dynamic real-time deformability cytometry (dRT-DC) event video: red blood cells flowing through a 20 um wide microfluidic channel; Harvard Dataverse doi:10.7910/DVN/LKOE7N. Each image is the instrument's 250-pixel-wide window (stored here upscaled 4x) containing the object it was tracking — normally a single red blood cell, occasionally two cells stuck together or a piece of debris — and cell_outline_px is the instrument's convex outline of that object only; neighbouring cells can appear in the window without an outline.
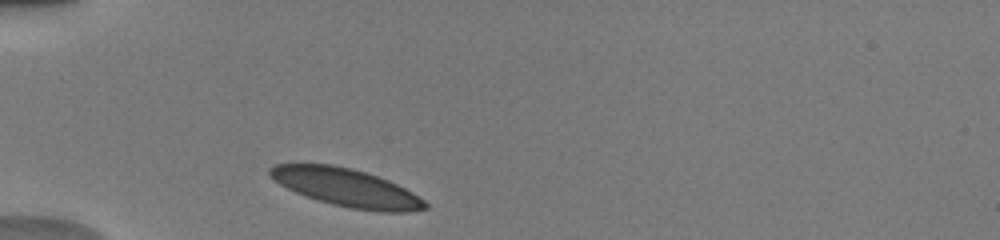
{"species": "human", "species_latin": "Homo sapiens", "temperature_condition": "warm", "stored_images_in_passage": 30, "camera_frame_rate_fps": 3000, "um_per_image_px": 0.085, "donor": {"sex": "male"}, "frame": {"image": 1, "passage_image": 1, "time_ms": 0.0, "image_size_px": [1000, 240], "cell_outline_px": [[428, 208], [404, 212], [380, 212], [352, 208], [332, 204], [296, 192], [280, 184], [268, 172], [268, 168], [272, 164], [332, 164], [352, 168], [388, 180], [412, 192], [424, 200], [428, 204]], "centroid_in_image_um": [29.46, 15.94], "position_along_channel_um": 55.5, "area_um2": 33.87}}
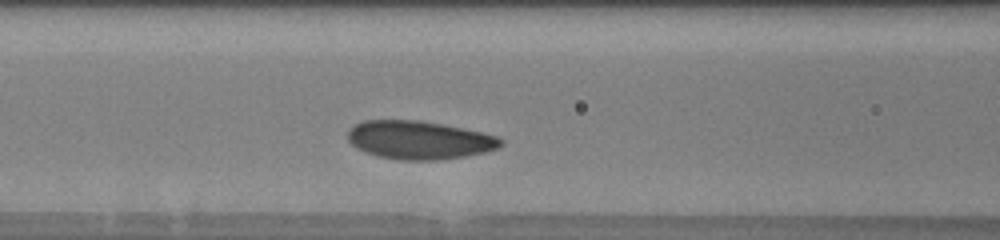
{"frame": {"image": 2, "passage_image": 8, "time_ms": 2.333, "image_size_px": [1000, 240], "cell_outline_px": [[504, 144], [500, 148], [484, 152], [464, 156], [440, 160], [400, 160], [380, 156], [364, 152], [356, 148], [348, 140], [348, 128], [364, 120], [420, 120], [480, 132], [496, 136], [504, 140]], "centroid_in_image_um": [35.62, 11.9], "position_along_channel_um": 131.0, "area_um2": 34.1}}
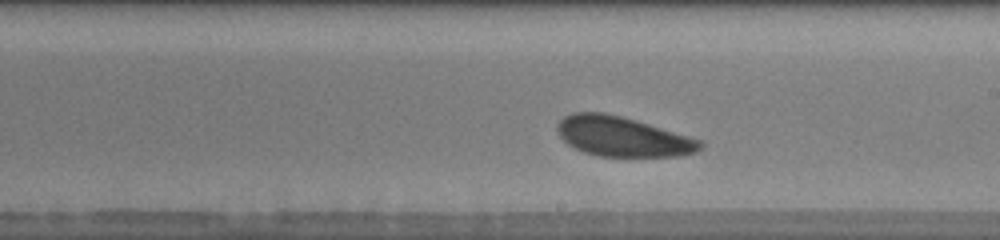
{"frame": {"image": 3, "passage_image": 16, "time_ms": 5.0, "image_size_px": [1000, 240], "cell_outline_px": [[704, 144], [696, 152], [680, 156], [600, 156], [584, 152], [568, 144], [556, 132], [556, 124], [564, 116], [572, 112], [604, 112], [636, 120], [704, 140]], "centroid_in_image_um": [52.93, 11.6], "position_along_channel_um": 236.1, "area_um2": 33.29}, "authors_computed_cell_mechanics": {"area_um2": 33.9864, "velocity_mm_per_s": 3.9482, "shape_relaxation_time_tau1_ms": 2.3761, "shape_relaxation_time_tau2_ms": null, "deformation_change_tau1": 0.0692, "deformation_change_tau2": null}}